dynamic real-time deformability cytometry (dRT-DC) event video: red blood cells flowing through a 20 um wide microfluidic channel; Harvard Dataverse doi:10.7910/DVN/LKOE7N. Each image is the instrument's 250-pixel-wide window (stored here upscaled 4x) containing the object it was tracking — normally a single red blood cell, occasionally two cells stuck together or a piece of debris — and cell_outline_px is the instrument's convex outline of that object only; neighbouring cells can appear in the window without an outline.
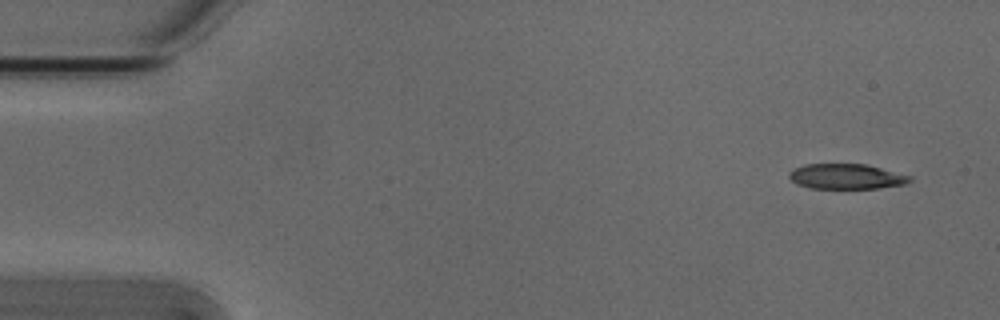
{"species": "Egyptian fruit bat (a non-hibernating species)", "species_latin": "Rousettus aegyptiacus", "temperature_condition": "cold", "stored_images_in_passage": 3, "camera_frame_rate_fps": 3000, "um_per_image_px": 0.085, "animal": {"sex": "male"}, "frame": {"image": 1, "passage_image": 3, "time_ms": 0.667, "image_size_px": [1000, 320], "cell_outline_px": [[912, 180], [908, 184], [880, 188], [812, 188], [796, 184], [788, 176], [788, 172], [804, 164], [864, 164], [912, 176]], "centroid_in_image_um": [71.96, 15.0], "position_along_channel_um": 13.0, "area_um2": 17.69}}